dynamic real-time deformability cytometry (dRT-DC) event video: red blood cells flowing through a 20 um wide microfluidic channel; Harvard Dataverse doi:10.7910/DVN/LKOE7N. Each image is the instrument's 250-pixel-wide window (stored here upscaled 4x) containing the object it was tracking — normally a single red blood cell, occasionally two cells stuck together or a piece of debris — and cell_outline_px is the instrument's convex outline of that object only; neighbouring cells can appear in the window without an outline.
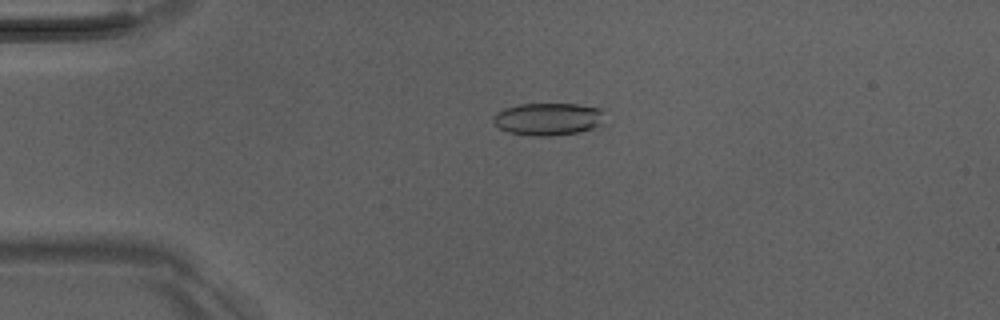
{"species": "Egyptian fruit bat (a non-hibernating species)", "species_latin": "Rousettus aegyptiacus", "temperature_condition": "room temperature", "stored_images_in_passage": 51, "camera_frame_rate_fps": 3000, "um_per_image_px": 0.085, "animal": {"sex": "male"}, "frame": {"image": 1, "passage_image": 12, "time_ms": 3.667, "image_size_px": [1000, 320], "cell_outline_px": [[604, 108], [600, 128], [580, 132], [552, 136], [532, 136], [508, 132], [500, 128], [492, 120], [492, 116], [496, 112], [504, 108], [516, 104], [576, 104]], "centroid_in_image_um": [46.61, 10.12], "position_along_channel_um": 38.4, "area_um2": 21.5}}
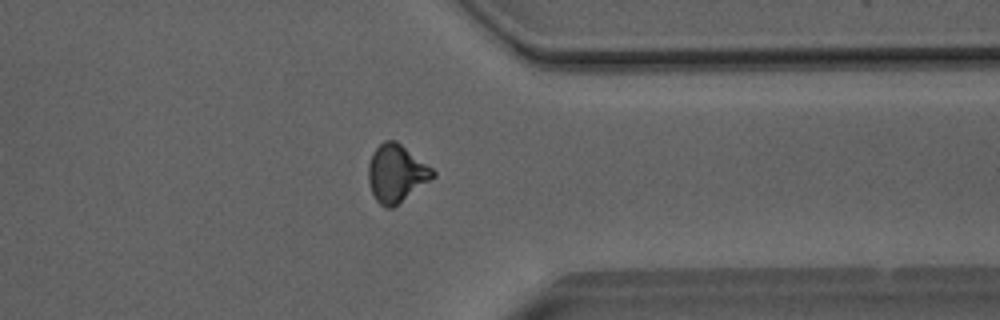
{"frame": {"image": 2, "passage_image": 40, "time_ms": 13.0, "image_size_px": [1000, 320], "cell_outline_px": [[436, 176], [392, 208], [388, 208], [380, 204], [376, 200], [372, 192], [368, 180], [368, 164], [372, 152], [384, 140], [396, 140], [432, 168], [436, 172]], "centroid_in_image_um": [33.68, 14.72], "position_along_channel_um": 377.7, "area_um2": 21.5}}
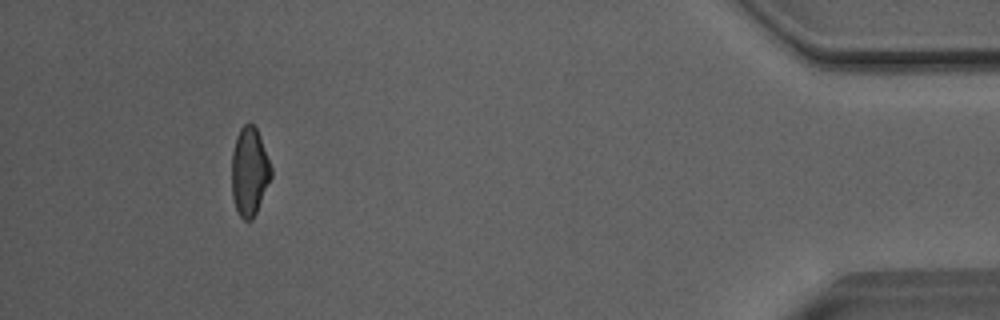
{"frame": {"image": 3, "passage_image": 47, "time_ms": 15.333, "image_size_px": [1000, 320], "cell_outline_px": [[272, 176], [256, 212], [252, 220], [244, 220], [240, 216], [236, 208], [232, 196], [232, 152], [236, 136], [240, 128], [248, 120], [256, 128], [260, 136], [272, 168]], "centroid_in_image_um": [21.2, 14.55], "position_along_channel_um": 414.0, "area_um2": 20.35}, "authors_computed_cell_mechanics": {"area_um2": 21.4438, "velocity_mm_per_s": 4.0753, "shape_relaxation_time_tau1_ms": 5.4896, "shape_relaxation_time_tau2_ms": 1.6008, "deformation_change_tau1": 0.169, "deformation_change_tau2": 0.0797}}